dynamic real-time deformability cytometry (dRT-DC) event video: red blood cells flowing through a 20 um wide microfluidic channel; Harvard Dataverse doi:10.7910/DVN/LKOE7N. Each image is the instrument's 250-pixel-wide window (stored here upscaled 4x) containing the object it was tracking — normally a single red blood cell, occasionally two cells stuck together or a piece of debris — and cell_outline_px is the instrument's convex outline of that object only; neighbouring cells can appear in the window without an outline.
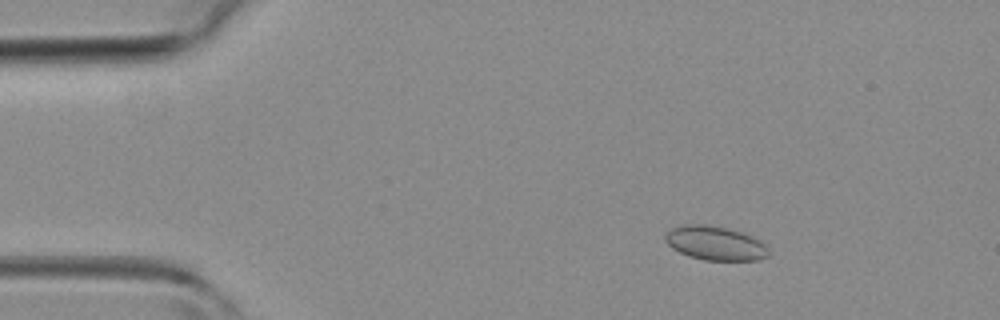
{"species": "common noctule bat (a hibernating species)", "species_latin": "Nyctalus noctula", "temperature_condition": "room temperature", "stored_images_in_passage": 44, "camera_frame_rate_fps": 3000, "um_per_image_px": 0.085, "animal": {"sex": "female", "body_mass_g": 19.3, "forearm_length_mm": 54.1}, "frame": {"image": 1, "passage_image": 5, "time_ms": 1.333, "image_size_px": [1000, 320], "cell_outline_px": [[768, 256], [756, 260], [704, 260], [688, 256], [672, 248], [664, 240], [664, 236], [672, 228], [684, 224], [704, 224], [724, 228], [740, 232], [752, 236], [760, 240], [768, 248]], "centroid_in_image_um": [60.77, 20.67], "position_along_channel_um": 24.2, "area_um2": 20.35}}
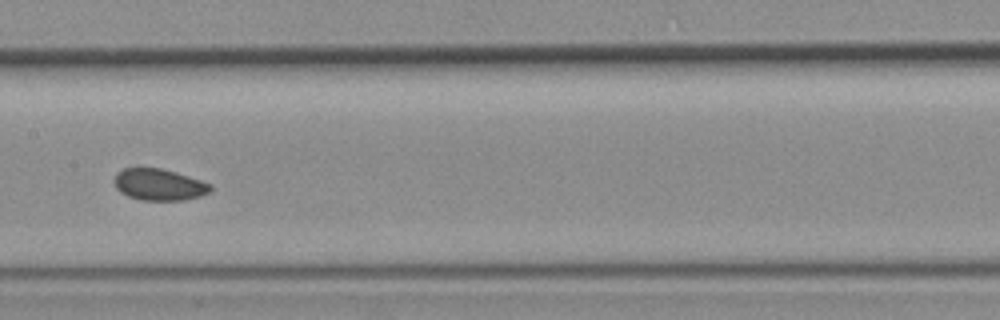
{"frame": {"image": 2, "passage_image": 21, "time_ms": 6.667, "image_size_px": [1000, 320], "cell_outline_px": [[212, 192], [200, 196], [184, 200], [140, 200], [128, 196], [120, 192], [116, 188], [112, 180], [116, 172], [124, 168], [160, 168], [176, 172], [212, 184]], "centroid_in_image_um": [13.51, 15.69], "position_along_channel_um": 193.9, "area_um2": 17.92}}
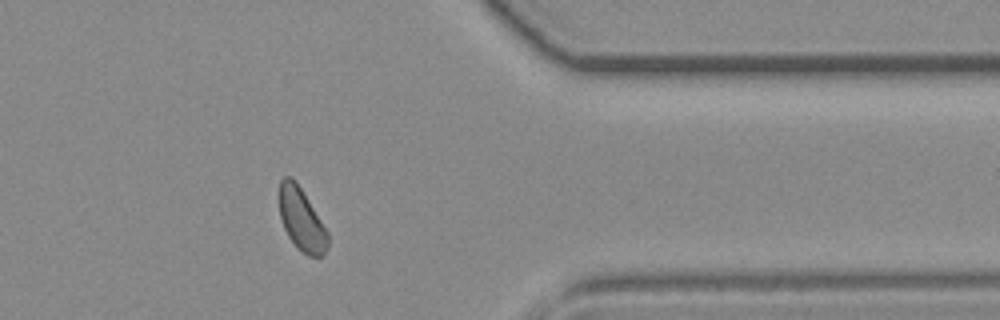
{"frame": {"image": 3, "passage_image": 35, "time_ms": 11.333, "image_size_px": [1000, 320], "cell_outline_px": [[328, 248], [324, 256], [308, 256], [288, 236], [284, 228], [280, 216], [280, 180], [284, 176], [288, 176], [296, 180], [328, 232]], "centroid_in_image_um": [25.65, 18.65], "position_along_channel_um": 385.8, "area_um2": 17.4}}